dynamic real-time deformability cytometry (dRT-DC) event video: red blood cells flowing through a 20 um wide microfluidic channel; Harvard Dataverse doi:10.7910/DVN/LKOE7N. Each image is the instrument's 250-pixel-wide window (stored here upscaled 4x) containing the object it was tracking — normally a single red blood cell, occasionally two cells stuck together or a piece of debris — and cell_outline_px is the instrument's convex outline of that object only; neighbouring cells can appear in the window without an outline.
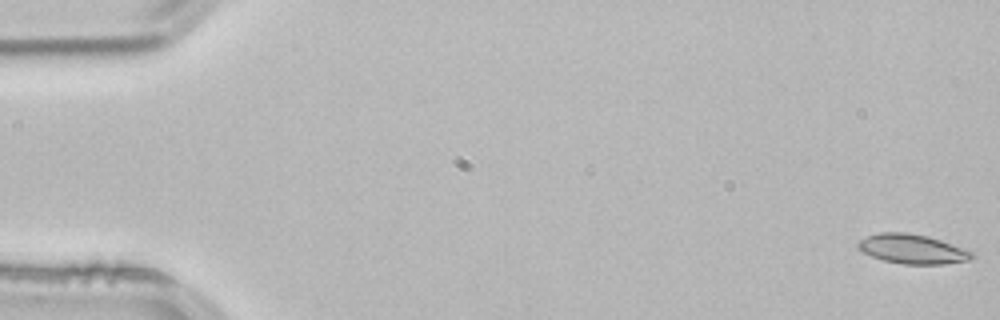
{"species": "common noctule bat (a hibernating species)", "species_latin": "Nyctalus noctula", "temperature_condition": "room temperature", "stored_images_in_passage": 53, "camera_frame_rate_fps": 3000, "um_per_image_px": 0.085, "animal": {"sex": "male", "body_mass_g": 21.5, "forearm_length_mm": 52.0}, "frame": {"image": 1, "passage_image": 1, "time_ms": 0.0, "image_size_px": [1000, 320], "cell_outline_px": [[976, 256], [972, 260], [944, 264], [900, 264], [884, 260], [872, 256], [856, 248], [856, 244], [860, 240], [876, 232], [908, 232], [928, 236], [940, 240], [972, 252]], "centroid_in_image_um": [77.54, 21.16], "position_along_channel_um": 7.5, "area_um2": 19.59}}
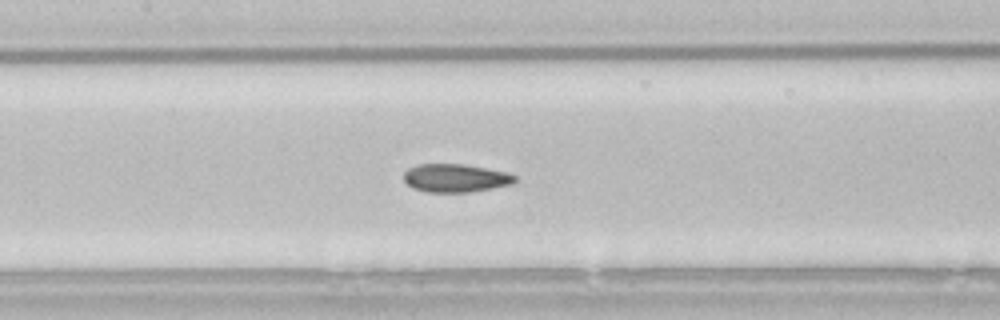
{"frame": {"image": 2, "passage_image": 25, "time_ms": 8.0, "image_size_px": [1000, 320], "cell_outline_px": [[516, 180], [512, 184], [492, 188], [468, 192], [428, 192], [412, 188], [404, 180], [404, 172], [408, 168], [416, 164], [464, 164], [508, 172], [516, 176]], "centroid_in_image_um": [38.71, 15.13], "position_along_channel_um": 168.7, "area_um2": 18.32}}
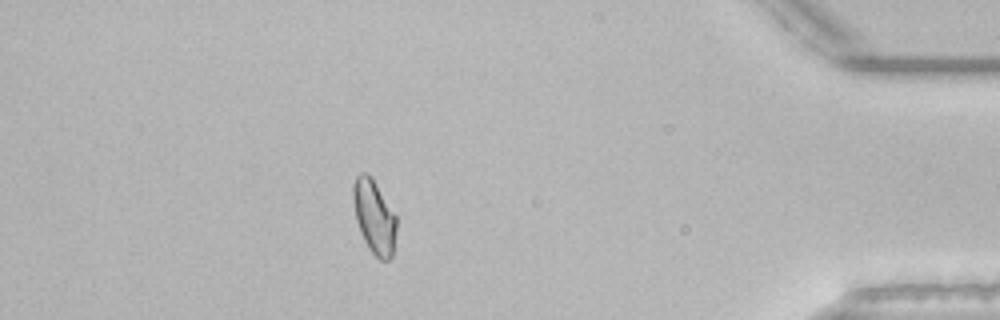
{"frame": {"image": 3, "passage_image": 47, "time_ms": 15.333, "image_size_px": [1000, 320], "cell_outline_px": [[396, 232], [392, 256], [388, 260], [380, 260], [368, 248], [360, 232], [356, 220], [352, 200], [352, 184], [356, 176], [360, 172], [368, 172], [372, 176], [396, 216]], "centroid_in_image_um": [31.78, 18.38], "position_along_channel_um": 403.4, "area_um2": 18.84}, "authors_computed_cell_mechanics": {"area_um2": 18.8428, "velocity_mm_per_s": 3.8466, "shape_relaxation_time_tau1_ms": null, "shape_relaxation_time_tau2_ms": 2.6883, "deformation_change_tau1": null, "deformation_change_tau2": 0.0593}}